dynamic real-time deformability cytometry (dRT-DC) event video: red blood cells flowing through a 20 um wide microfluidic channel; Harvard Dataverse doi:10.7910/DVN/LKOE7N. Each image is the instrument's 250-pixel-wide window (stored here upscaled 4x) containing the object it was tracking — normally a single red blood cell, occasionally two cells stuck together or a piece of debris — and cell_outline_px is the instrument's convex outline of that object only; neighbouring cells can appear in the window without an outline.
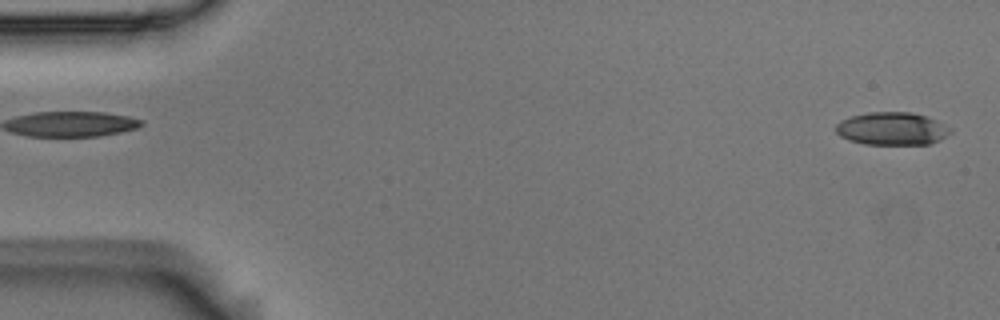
{"species": "Egyptian fruit bat (a non-hibernating species)", "species_latin": "Rousettus aegyptiacus", "temperature_condition": "room temperature", "stored_images_in_passage": 55, "camera_frame_rate_fps": 3000, "um_per_image_px": 0.085, "animal": {"sex": "male"}, "frame": {"image": 1, "passage_image": 1, "time_ms": 0.0, "image_size_px": [1000, 320], "cell_outline_px": [[952, 132], [940, 140], [928, 144], [864, 144], [848, 140], [840, 136], [836, 132], [836, 124], [840, 120], [852, 116], [868, 112], [912, 112], [928, 116], [952, 128]], "centroid_in_image_um": [75.83, 10.93], "position_along_channel_um": 9.2, "area_um2": 22.08}}
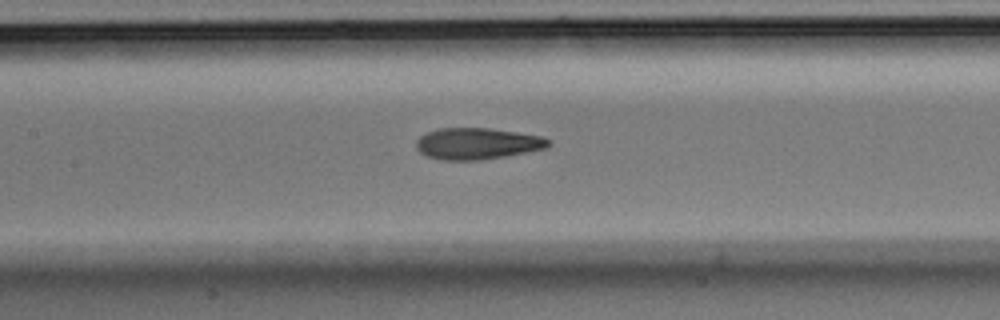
{"frame": {"image": 2, "passage_image": 25, "time_ms": 8.0, "image_size_px": [1000, 320], "cell_outline_px": [[552, 144], [548, 148], [504, 156], [480, 160], [444, 160], [428, 156], [420, 152], [416, 148], [416, 140], [420, 136], [428, 132], [440, 128], [488, 128], [516, 132], [540, 136], [552, 140]], "centroid_in_image_um": [40.59, 12.2], "position_along_channel_um": 166.8, "area_um2": 24.16}}
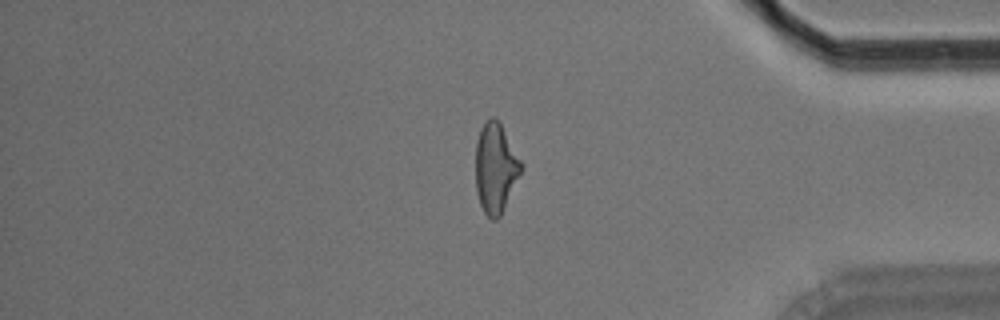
{"frame": {"image": 3, "passage_image": 46, "time_ms": 15.0, "image_size_px": [1000, 320], "cell_outline_px": [[524, 164], [504, 208], [500, 216], [496, 220], [492, 220], [484, 212], [480, 204], [476, 192], [476, 140], [480, 128], [492, 116], [500, 120]], "centroid_in_image_um": [42.13, 14.24], "position_along_channel_um": 393.1, "area_um2": 23.99}, "authors_computed_cell_mechanics": {"area_um2": 23.8714, "velocity_mm_per_s": 3.5932, "shape_relaxation_time_tau1_ms": 7.5974, "shape_relaxation_time_tau2_ms": 2.431, "deformation_change_tau1": 0.2089, "deformation_change_tau2": 0.1126}}